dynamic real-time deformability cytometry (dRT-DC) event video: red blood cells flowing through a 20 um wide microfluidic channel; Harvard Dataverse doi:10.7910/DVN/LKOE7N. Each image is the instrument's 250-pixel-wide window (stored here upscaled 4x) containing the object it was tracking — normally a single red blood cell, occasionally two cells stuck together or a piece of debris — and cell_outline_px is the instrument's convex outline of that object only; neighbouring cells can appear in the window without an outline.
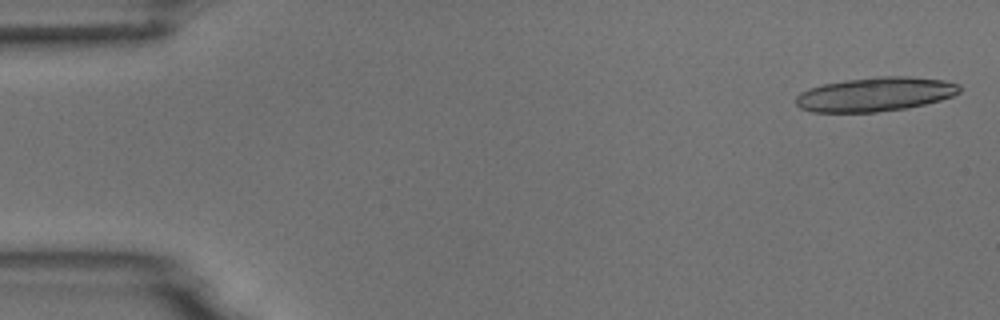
{"species": "common noctule bat (a hibernating species)", "species_latin": "Nyctalus noctula", "temperature_condition": "room temperature", "stored_images_in_passage": 4, "camera_frame_rate_fps": 3000, "um_per_image_px": 0.085, "animal": {"sex": "male", "body_mass_g": 18.8}, "frame": {"image": 1, "passage_image": 1, "time_ms": 0.0, "image_size_px": [1000, 320], "cell_outline_px": [[960, 92], [952, 96], [940, 100], [924, 104], [904, 108], [876, 112], [812, 112], [800, 108], [796, 104], [796, 96], [800, 92], [808, 88], [824, 84], [848, 80], [876, 76], [908, 76], [944, 80], [960, 84]], "centroid_in_image_um": [74.39, 8.01], "position_along_channel_um": 10.6, "area_um2": 32.48}}